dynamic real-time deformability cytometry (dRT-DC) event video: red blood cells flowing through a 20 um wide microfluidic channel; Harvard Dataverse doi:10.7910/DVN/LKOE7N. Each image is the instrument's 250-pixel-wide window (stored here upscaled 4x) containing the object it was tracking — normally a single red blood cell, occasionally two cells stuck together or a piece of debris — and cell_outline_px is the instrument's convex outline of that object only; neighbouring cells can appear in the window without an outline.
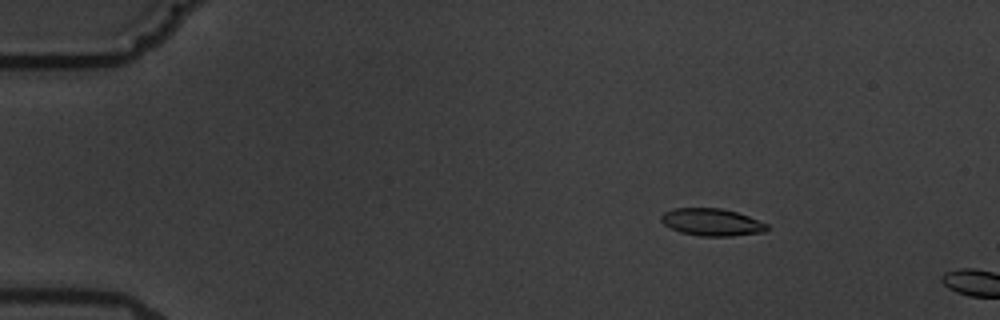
{"species": "common noctule bat (a hibernating species)", "species_latin": "Nyctalus noctula", "temperature_condition": "warm", "stored_images_in_passage": 4, "camera_frame_rate_fps": 3000, "um_per_image_px": 0.085, "animal": {"sex": "male", "body_mass_g": 19.5, "forearm_length_mm": 54.6}, "frame": {"image": 1, "passage_image": 3, "time_ms": 3.0, "image_size_px": [1000, 320], "cell_outline_px": [[768, 228], [764, 232], [732, 236], [700, 236], [680, 232], [664, 224], [660, 220], [660, 216], [664, 212], [672, 208], [720, 208], [736, 212], [748, 216], [768, 224]], "centroid_in_image_um": [60.48, 18.88], "position_along_channel_um": 24.5, "area_um2": 16.82}}